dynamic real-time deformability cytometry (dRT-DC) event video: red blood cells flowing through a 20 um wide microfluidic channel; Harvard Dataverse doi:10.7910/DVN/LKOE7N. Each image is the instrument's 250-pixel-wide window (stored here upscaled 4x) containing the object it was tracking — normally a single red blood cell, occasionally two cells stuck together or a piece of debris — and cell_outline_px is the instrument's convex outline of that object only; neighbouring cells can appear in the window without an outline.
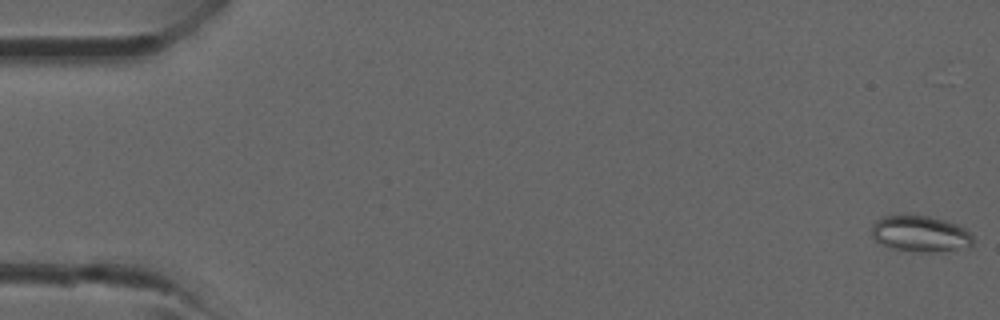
{"species": "common noctule bat (a hibernating species)", "species_latin": "Nyctalus noctula", "temperature_condition": "room temperature", "stored_images_in_passage": 42, "camera_frame_rate_fps": 3000, "um_per_image_px": 0.085, "animal": {"sex": "male", "forearm_length_mm": 52.5}, "frame": {"image": 1, "passage_image": 1, "time_ms": 0.0, "image_size_px": [1000, 320], "cell_outline_px": [[972, 244], [968, 248], [932, 252], [920, 252], [896, 248], [884, 244], [876, 240], [872, 236], [872, 224], [876, 220], [884, 216], [912, 212], [944, 220], [956, 224], [964, 228], [972, 236]], "centroid_in_image_um": [78.22, 19.83], "position_along_channel_um": 6.8, "area_um2": 21.56}}
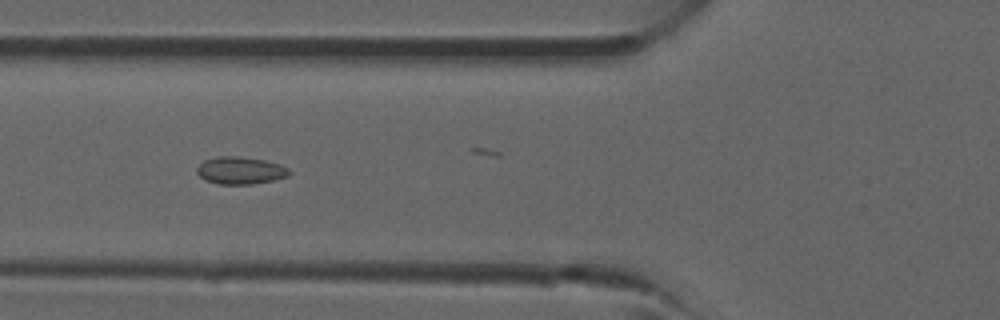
{"frame": {"image": 2, "passage_image": 16, "time_ms": 5.0, "image_size_px": [1000, 320], "cell_outline_px": [[292, 172], [288, 176], [272, 180], [252, 184], [220, 184], [204, 180], [196, 172], [196, 168], [204, 160], [220, 156], [236, 156], [264, 160], [280, 164], [288, 168]], "centroid_in_image_um": [20.43, 14.49], "position_along_channel_um": 105.4, "area_um2": 14.68}}
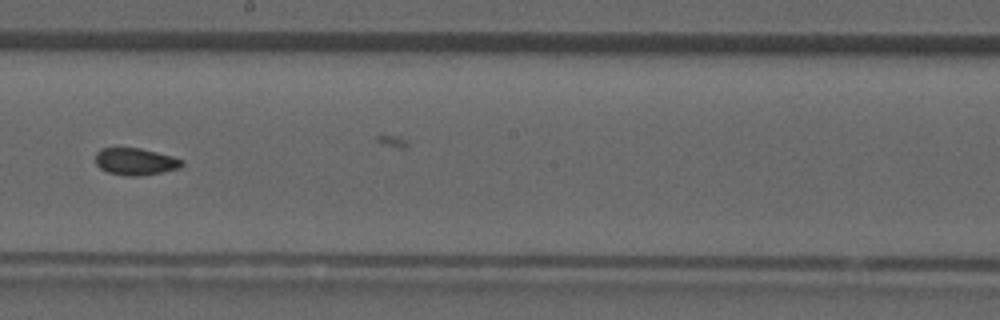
{"frame": {"image": 3, "passage_image": 24, "time_ms": 7.667, "image_size_px": [1000, 320], "cell_outline_px": [[184, 164], [180, 168], [140, 176], [128, 176], [108, 172], [100, 168], [96, 164], [96, 152], [100, 148], [140, 148], [172, 156], [184, 160]], "centroid_in_image_um": [11.52, 13.73], "position_along_channel_um": 236.7, "area_um2": 13.58}}